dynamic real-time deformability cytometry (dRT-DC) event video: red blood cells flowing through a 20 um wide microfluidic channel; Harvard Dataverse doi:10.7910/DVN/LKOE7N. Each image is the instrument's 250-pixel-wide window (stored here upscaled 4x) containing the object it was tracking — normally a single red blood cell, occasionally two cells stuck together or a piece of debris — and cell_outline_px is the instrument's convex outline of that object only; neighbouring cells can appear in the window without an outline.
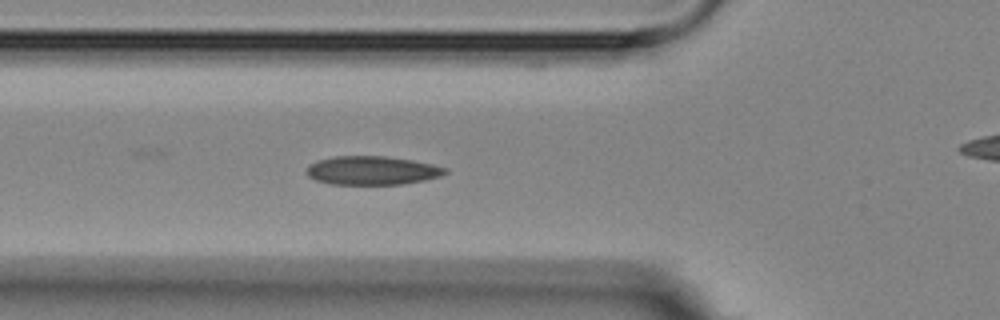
{"species": "Egyptian fruit bat (a non-hibernating species)", "species_latin": "Rousettus aegyptiacus", "temperature_condition": "room temperature", "stored_images_in_passage": 4, "segment_of_instrument_passage": [1, 2], "camera_frame_rate_fps": 3000, "um_per_image_px": 0.085, "animal": {"sex": "female"}, "frame": {"image": 1, "passage_image": 3, "time_ms": 2.333, "image_size_px": [1000, 320], "cell_outline_px": [[448, 172], [440, 176], [424, 180], [400, 184], [328, 184], [316, 180], [308, 176], [308, 164], [316, 160], [336, 156], [384, 156], [412, 160], [432, 164], [448, 168]], "centroid_in_image_um": [31.62, 14.48], "position_along_channel_um": 94.2, "area_um2": 23.12}}